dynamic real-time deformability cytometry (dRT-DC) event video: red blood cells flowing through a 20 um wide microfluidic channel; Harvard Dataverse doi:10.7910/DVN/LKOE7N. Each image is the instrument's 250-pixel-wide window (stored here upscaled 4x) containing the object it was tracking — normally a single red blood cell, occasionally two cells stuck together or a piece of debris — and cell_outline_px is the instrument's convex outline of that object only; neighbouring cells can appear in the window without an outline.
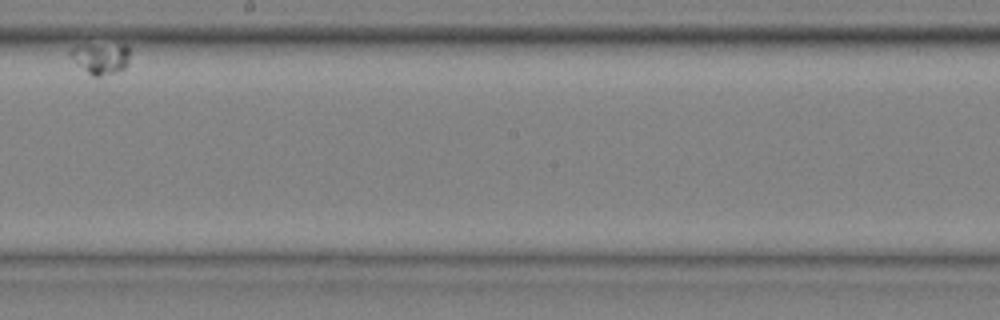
{"species": "common noctule bat (a hibernating species)", "species_latin": "Nyctalus noctula", "temperature_condition": "cold", "stored_images_in_passage": 12, "camera_frame_rate_fps": 3000, "um_per_image_px": 0.085, "animal": {"sex": "male", "body_mass_g": 20.4}, "frame": {"image": 1, "passage_image": 9, "time_ms": 2.667, "image_size_px": [1000, 320], "cell_outline_px": [[128, 64], [124, 68], [100, 76], [92, 76], [68, 56], [68, 52], [72, 48], [120, 44], [124, 44], [128, 48]], "centroid_in_image_um": [8.56, 4.97], "position_along_channel_um": 239.6, "area_um2": 10.23}}